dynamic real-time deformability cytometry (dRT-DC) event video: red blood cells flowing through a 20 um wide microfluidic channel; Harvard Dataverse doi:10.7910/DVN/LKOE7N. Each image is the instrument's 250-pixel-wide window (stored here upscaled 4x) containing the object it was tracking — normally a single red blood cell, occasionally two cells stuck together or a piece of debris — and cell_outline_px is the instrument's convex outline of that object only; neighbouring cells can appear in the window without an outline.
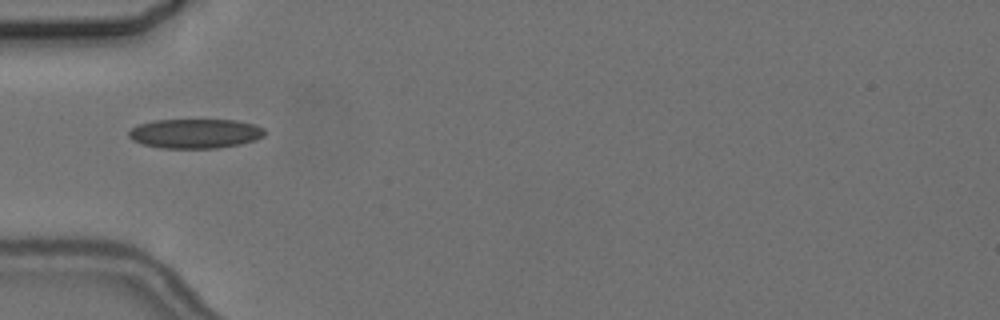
{"species": "common noctule bat (a hibernating species)", "species_latin": "Nyctalus noctula", "temperature_condition": "cold", "stored_images_in_passage": 3, "camera_frame_rate_fps": 3000, "um_per_image_px": 0.085, "animal": {"sex": "female", "body_mass_g": 24.6, "forearm_length_mm": 56.2}, "frame": {"image": 1, "passage_image": 3, "time_ms": 2.667, "image_size_px": [1000, 320], "cell_outline_px": [[268, 132], [264, 136], [256, 140], [240, 144], [216, 148], [160, 148], [144, 144], [132, 140], [128, 136], [128, 132], [132, 128], [140, 124], [152, 120], [236, 120], [256, 124], [264, 128]], "centroid_in_image_um": [16.64, 11.34], "position_along_channel_um": 68.4, "area_um2": 23.52}}